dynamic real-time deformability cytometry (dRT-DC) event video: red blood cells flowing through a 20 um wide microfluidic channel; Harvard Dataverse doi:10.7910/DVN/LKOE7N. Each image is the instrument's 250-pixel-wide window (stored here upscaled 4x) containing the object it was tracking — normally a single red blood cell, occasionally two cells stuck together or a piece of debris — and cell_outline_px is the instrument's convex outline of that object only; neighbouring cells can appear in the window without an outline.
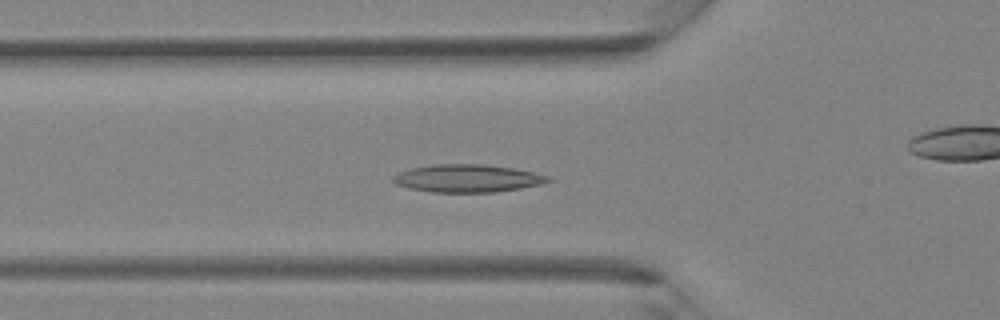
{"species": "Egyptian fruit bat (a non-hibernating species)", "species_latin": "Rousettus aegyptiacus", "temperature_condition": "room temperature", "stored_images_in_passage": 42, "camera_frame_rate_fps": 3000, "um_per_image_px": 0.085, "animal": {"sex": "female"}, "frame": {"image": 1, "passage_image": 14, "time_ms": 4.333, "image_size_px": [1000, 320], "cell_outline_px": [[552, 180], [544, 184], [496, 192], [432, 192], [408, 188], [396, 184], [392, 180], [392, 176], [396, 172], [412, 168], [432, 164], [484, 164], [516, 168], [548, 176]], "centroid_in_image_um": [39.72, 15.15], "position_along_channel_um": 86.1, "area_um2": 25.26}}
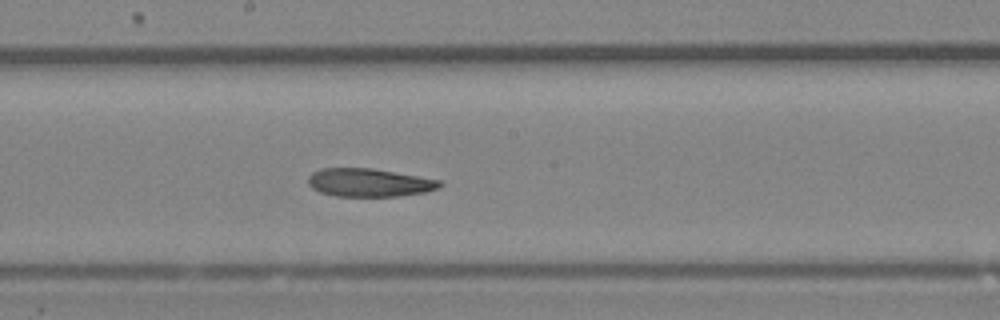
{"frame": {"image": 2, "passage_image": 22, "time_ms": 7.0, "image_size_px": [1000, 320], "cell_outline_px": [[444, 184], [440, 188], [424, 192], [396, 196], [336, 196], [320, 192], [312, 188], [308, 184], [308, 176], [312, 172], [320, 168], [372, 168], [440, 180]], "centroid_in_image_um": [31.36, 15.51], "position_along_channel_um": 216.8, "area_um2": 21.62}}
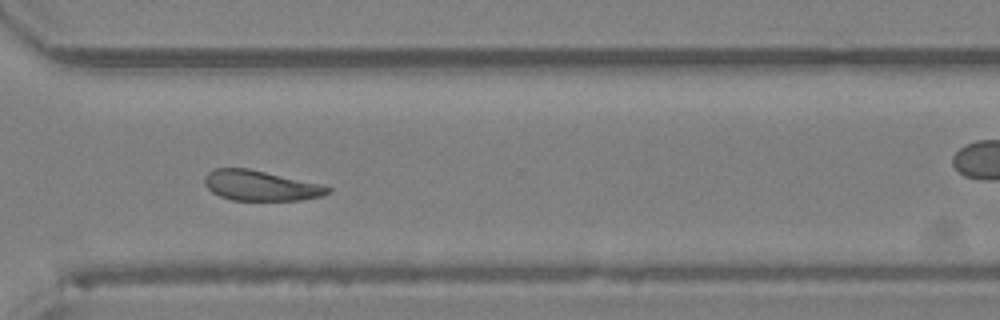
{"frame": {"image": 3, "passage_image": 30, "time_ms": 9.667, "image_size_px": [1000, 320], "cell_outline_px": [[332, 188], [328, 192], [320, 196], [300, 200], [232, 200], [220, 196], [212, 192], [204, 184], [204, 176], [212, 168], [248, 168], [324, 184]], "centroid_in_image_um": [22.13, 15.76], "position_along_channel_um": 348.5, "area_um2": 21.79}}